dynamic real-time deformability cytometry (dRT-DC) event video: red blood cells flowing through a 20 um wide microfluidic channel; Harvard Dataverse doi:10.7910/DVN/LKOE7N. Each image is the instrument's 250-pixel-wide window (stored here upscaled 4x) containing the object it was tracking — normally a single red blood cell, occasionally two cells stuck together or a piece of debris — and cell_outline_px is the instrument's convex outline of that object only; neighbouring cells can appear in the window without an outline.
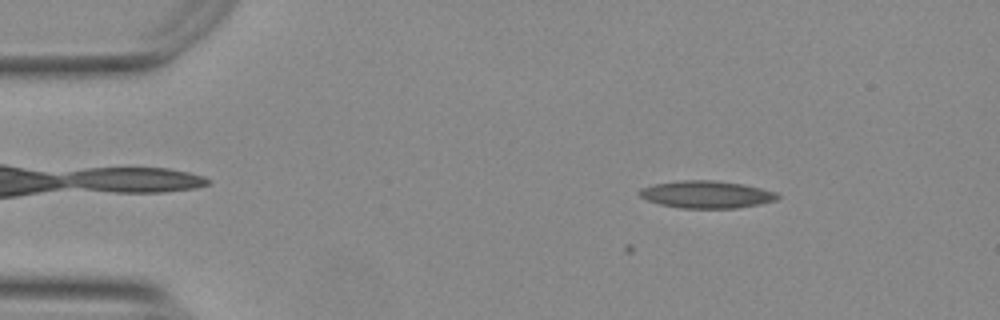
{"species": "Egyptian fruit bat (a non-hibernating species)", "species_latin": "Rousettus aegyptiacus", "temperature_condition": "warm", "stored_images_in_passage": 7, "camera_frame_rate_fps": 3000, "um_per_image_px": 0.085, "animal": {"sex": "female"}, "frame": {"image": 1, "passage_image": 7, "time_ms": 2.0, "image_size_px": [1000, 320], "cell_outline_px": [[780, 196], [776, 200], [760, 204], [736, 208], [680, 208], [660, 204], [648, 200], [640, 196], [640, 188], [652, 184], [680, 180], [712, 180], [744, 184], [776, 192]], "centroid_in_image_um": [60.05, 16.52], "position_along_channel_um": 24.9, "area_um2": 21.96}}